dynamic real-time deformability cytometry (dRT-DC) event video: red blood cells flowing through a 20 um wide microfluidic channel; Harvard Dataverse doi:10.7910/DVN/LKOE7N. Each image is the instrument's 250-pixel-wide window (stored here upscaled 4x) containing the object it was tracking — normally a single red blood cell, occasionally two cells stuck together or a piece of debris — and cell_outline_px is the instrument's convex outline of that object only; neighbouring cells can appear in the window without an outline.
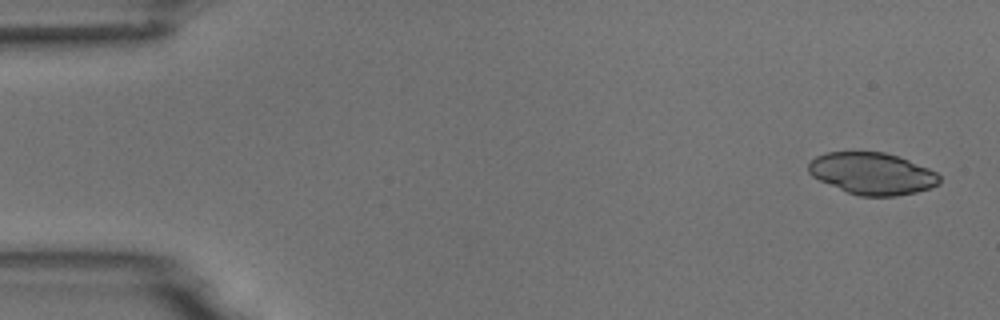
{"species": "common noctule bat (a hibernating species)", "species_latin": "Nyctalus noctula", "temperature_condition": "room temperature", "stored_images_in_passage": 6, "camera_frame_rate_fps": 3000, "um_per_image_px": 0.085, "animal": {"sex": "male", "body_mass_g": 18.8}, "frame": {"image": 1, "passage_image": 1, "time_ms": 0.0, "image_size_px": [1000, 320], "cell_outline_px": [[940, 184], [932, 188], [916, 192], [896, 196], [860, 196], [848, 192], [820, 180], [812, 176], [808, 172], [808, 164], [816, 156], [828, 152], [884, 152], [908, 160], [928, 168], [936, 172], [940, 176]], "centroid_in_image_um": [74.16, 14.75], "position_along_channel_um": 10.8, "area_um2": 31.79}}